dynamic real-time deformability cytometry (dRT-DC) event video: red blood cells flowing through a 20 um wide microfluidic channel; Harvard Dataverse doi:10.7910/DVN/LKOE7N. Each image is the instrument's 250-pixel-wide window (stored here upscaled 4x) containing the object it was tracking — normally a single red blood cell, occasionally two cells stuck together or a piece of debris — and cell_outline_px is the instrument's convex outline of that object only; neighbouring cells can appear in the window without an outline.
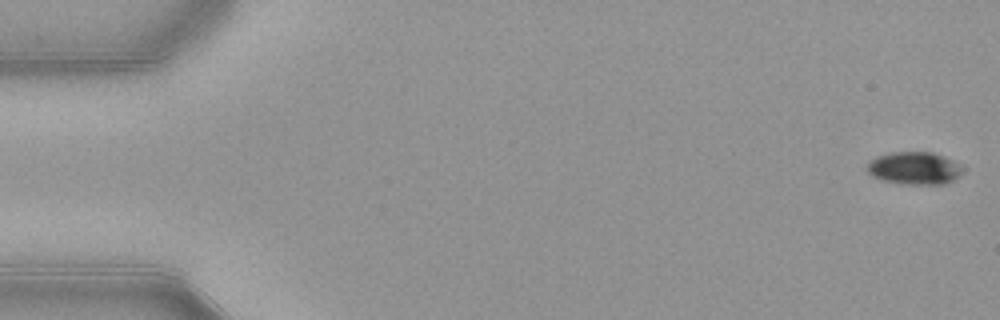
{"species": "common noctule bat (a hibernating species)", "species_latin": "Nyctalus noctula", "temperature_condition": "warm", "stored_images_in_passage": 47, "camera_frame_rate_fps": 3000, "um_per_image_px": 0.085, "animal": {"sex": "female", "body_mass_g": 21.9}, "frame": {"image": 1, "passage_image": 1, "time_ms": 0.0, "image_size_px": [1000, 320], "cell_outline_px": [[964, 172], [952, 180], [944, 184], [900, 184], [880, 180], [872, 176], [864, 168], [868, 160], [876, 156], [892, 152], [932, 152], [944, 156], [960, 164], [964, 168]], "centroid_in_image_um": [77.68, 14.29], "position_along_channel_um": 7.3, "area_um2": 18.55}}
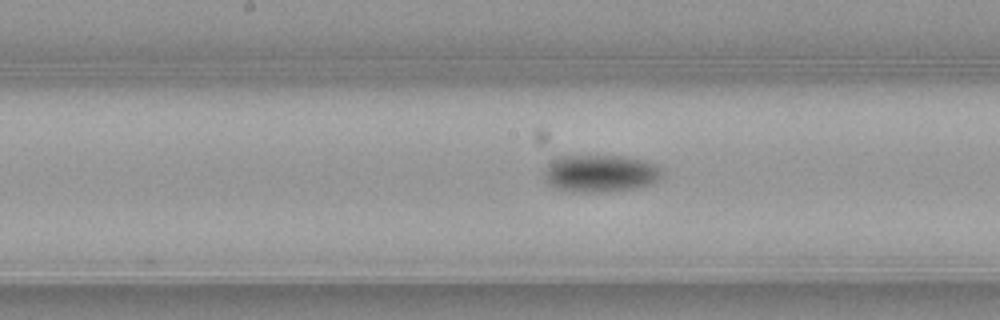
{"frame": {"image": 2, "passage_image": 27, "time_ms": 8.667, "image_size_px": [1000, 320], "cell_outline_px": [[664, 176], [652, 184], [632, 188], [592, 192], [588, 192], [556, 188], [548, 184], [544, 180], [544, 168], [548, 160], [556, 156], [624, 156], [644, 160], [656, 164], [664, 172]], "centroid_in_image_um": [51.01, 14.71], "position_along_channel_um": 197.2, "area_um2": 25.78}}
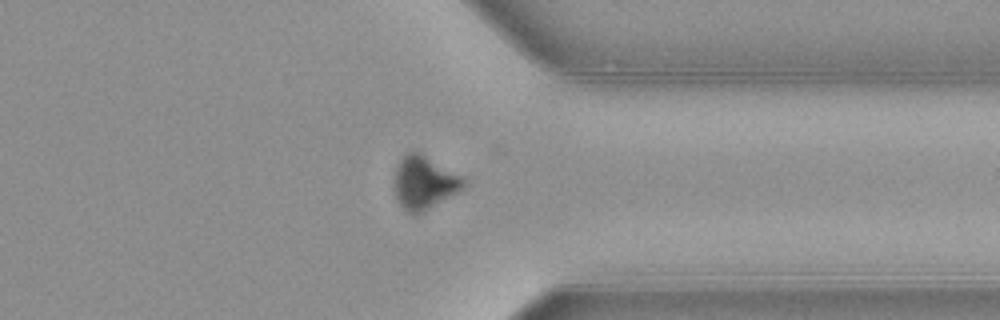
{"frame": {"image": 3, "passage_image": 41, "time_ms": 13.333, "image_size_px": [1000, 320], "cell_outline_px": [[464, 188], [424, 212], [412, 216], [396, 200], [396, 164], [400, 156], [408, 152], [420, 152], [460, 176], [464, 180]], "centroid_in_image_um": [36.02, 15.53], "position_along_channel_um": 375.4, "area_um2": 21.15}, "authors_computed_cell_mechanics": {"area_um2": 22.1374, "velocity_mm_per_s": 3.9102, "shape_relaxation_time_tau1_ms": 2.3809, "shape_relaxation_time_tau2_ms": null, "deformation_change_tau1": 0.1339, "deformation_change_tau2": null}}